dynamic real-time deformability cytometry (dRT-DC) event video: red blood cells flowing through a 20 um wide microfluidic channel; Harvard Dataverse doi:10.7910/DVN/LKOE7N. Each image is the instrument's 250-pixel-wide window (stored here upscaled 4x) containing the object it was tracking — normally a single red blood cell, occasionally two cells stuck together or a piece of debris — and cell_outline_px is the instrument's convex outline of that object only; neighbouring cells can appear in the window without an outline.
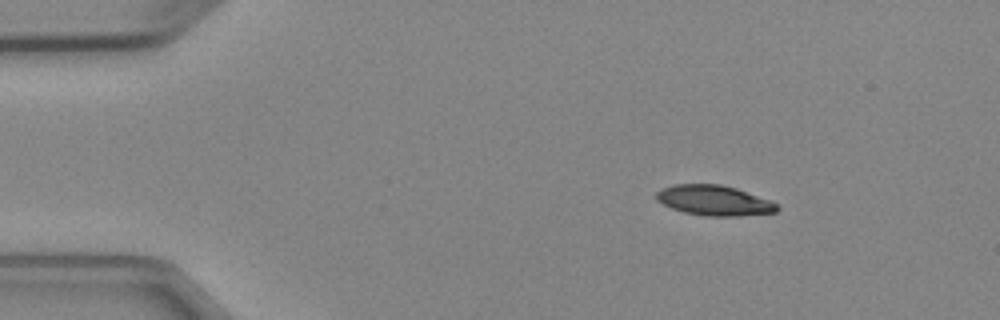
{"species": "Egyptian fruit bat (a non-hibernating species)", "species_latin": "Rousettus aegyptiacus", "temperature_condition": "cold", "stored_images_in_passage": 3, "camera_frame_rate_fps": 3000, "um_per_image_px": 0.085, "animal": {"sex": "female"}, "frame": {"image": 1, "passage_image": 1, "time_ms": 0.0, "image_size_px": [1000, 320], "cell_outline_px": [[780, 208], [776, 212], [736, 216], [708, 216], [684, 212], [672, 208], [656, 200], [656, 192], [664, 188], [676, 184], [720, 184], [736, 188], [772, 200], [780, 204]], "centroid_in_image_um": [60.76, 17.03], "position_along_channel_um": 24.2, "area_um2": 21.27}}